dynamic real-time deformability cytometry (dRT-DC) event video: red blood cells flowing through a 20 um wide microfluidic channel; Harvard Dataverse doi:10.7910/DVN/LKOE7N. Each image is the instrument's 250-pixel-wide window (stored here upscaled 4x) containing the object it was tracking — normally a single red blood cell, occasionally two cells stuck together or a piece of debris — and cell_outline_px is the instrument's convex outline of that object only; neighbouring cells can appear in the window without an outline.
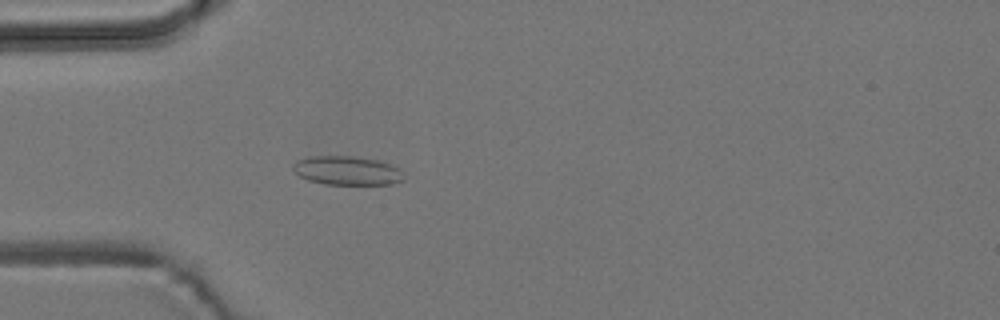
{"species": "common noctule bat (a hibernating species)", "species_latin": "Nyctalus noctula", "temperature_condition": "room temperature", "stored_images_in_passage": 3, "camera_frame_rate_fps": 3000, "um_per_image_px": 0.085, "animal": {"sex": "male", "body_mass_g": 19.2, "forearm_length_mm": 51.8}, "frame": {"image": 1, "passage_image": 3, "time_ms": 2.333, "image_size_px": [1000, 320], "cell_outline_px": [[404, 180], [392, 184], [324, 184], [308, 180], [300, 176], [292, 168], [292, 164], [296, 160], [308, 156], [352, 156], [376, 160], [400, 168], [404, 176]], "centroid_in_image_um": [29.48, 14.5], "position_along_channel_um": 55.5, "area_um2": 18.67}}